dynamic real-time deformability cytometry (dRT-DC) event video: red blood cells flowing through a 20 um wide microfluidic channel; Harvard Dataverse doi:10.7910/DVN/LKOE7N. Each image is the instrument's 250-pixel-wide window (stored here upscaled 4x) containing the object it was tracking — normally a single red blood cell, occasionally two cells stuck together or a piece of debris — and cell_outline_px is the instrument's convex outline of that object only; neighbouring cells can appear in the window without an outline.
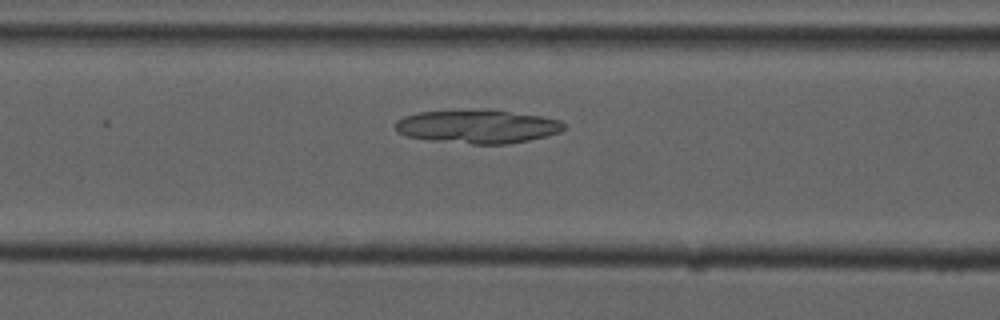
{"species": "common noctule bat (a hibernating species)", "species_latin": "Nyctalus noctula", "temperature_condition": "cold", "stored_images_in_passage": 25, "camera_frame_rate_fps": 3000, "um_per_image_px": 0.085, "animal": {"sex": "male", "forearm_length_mm": 52.5}, "frame": {"image": 1, "passage_image": 21, "time_ms": 6.667, "image_size_px": [1000, 320], "cell_outline_px": [[564, 128], [560, 132], [528, 140], [508, 144], [472, 144], [428, 140], [408, 136], [400, 132], [396, 128], [396, 120], [404, 116], [420, 112], [488, 108], [540, 116], [560, 120], [564, 124]], "centroid_in_image_um": [40.59, 10.74], "position_along_channel_um": 126.0, "area_um2": 33.06}}
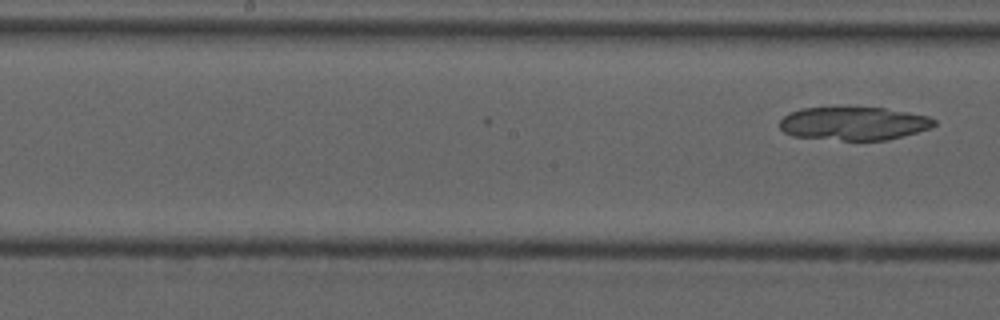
{"frame": {"image": 2, "passage_image": 25, "time_ms": 8.0, "image_size_px": [1000, 320], "cell_outline_px": [[936, 124], [932, 128], [888, 140], [844, 140], [792, 136], [784, 132], [780, 128], [780, 120], [784, 116], [800, 108], [884, 108], [908, 112], [928, 116], [936, 120]], "centroid_in_image_um": [72.59, 10.5], "position_along_channel_um": 175.6, "area_um2": 29.82}}